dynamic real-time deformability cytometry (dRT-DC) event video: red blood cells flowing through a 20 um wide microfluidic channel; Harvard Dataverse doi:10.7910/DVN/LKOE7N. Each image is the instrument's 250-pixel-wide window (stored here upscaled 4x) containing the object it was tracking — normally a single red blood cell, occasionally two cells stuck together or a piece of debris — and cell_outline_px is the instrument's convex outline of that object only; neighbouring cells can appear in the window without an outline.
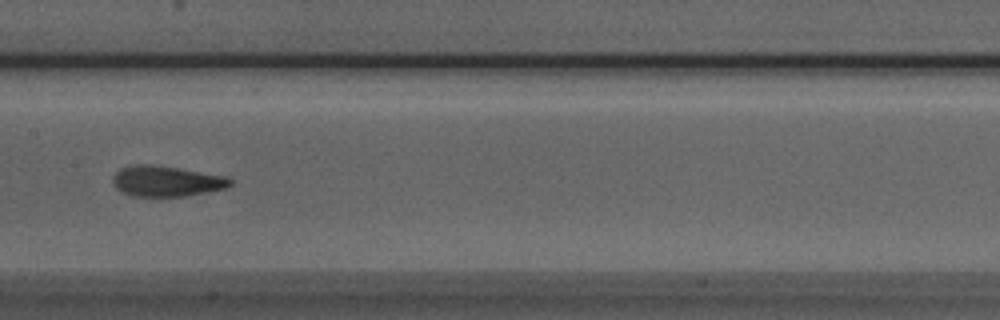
{"species": "Egyptian fruit bat (a non-hibernating species)", "species_latin": "Rousettus aegyptiacus", "temperature_condition": "room temperature", "stored_images_in_passage": 5, "camera_frame_rate_fps": 3000, "um_per_image_px": 0.085, "animal": {"sex": "male"}, "frame": {"image": 1, "passage_image": 5, "time_ms": 1.333, "image_size_px": [1000, 320], "cell_outline_px": [[232, 184], [224, 188], [184, 196], [132, 196], [116, 188], [112, 180], [112, 176], [120, 168], [132, 164], [152, 164], [224, 176], [232, 180]], "centroid_in_image_um": [14.08, 15.39], "position_along_channel_um": 193.3, "area_um2": 20.63}}